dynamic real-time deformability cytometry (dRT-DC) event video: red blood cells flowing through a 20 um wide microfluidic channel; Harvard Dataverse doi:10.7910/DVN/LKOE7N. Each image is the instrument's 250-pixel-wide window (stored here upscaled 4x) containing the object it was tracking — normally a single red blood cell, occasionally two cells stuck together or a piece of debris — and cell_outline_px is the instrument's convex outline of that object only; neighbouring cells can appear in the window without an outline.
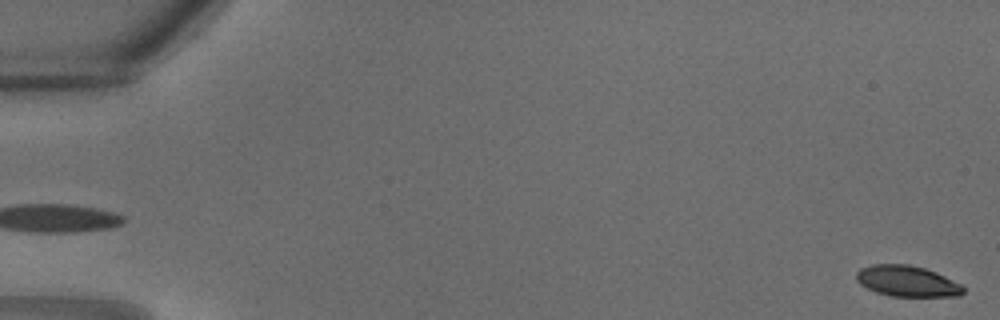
{"species": "common noctule bat (a hibernating species)", "species_latin": "Nyctalus noctula", "temperature_condition": "warm", "stored_images_in_passage": 10, "camera_frame_rate_fps": 3000, "um_per_image_px": 0.085, "animal": {"sex": "male", "body_mass_g": 18.8}, "frame": {"image": 1, "passage_image": 1, "time_ms": 0.0, "image_size_px": [1000, 320], "cell_outline_px": [[964, 292], [960, 296], [892, 296], [876, 292], [860, 284], [856, 280], [856, 272], [860, 268], [872, 264], [908, 264], [924, 268], [936, 272], [960, 284], [964, 288]], "centroid_in_image_um": [77.08, 23.89], "position_along_channel_um": 7.9, "area_um2": 19.19}}